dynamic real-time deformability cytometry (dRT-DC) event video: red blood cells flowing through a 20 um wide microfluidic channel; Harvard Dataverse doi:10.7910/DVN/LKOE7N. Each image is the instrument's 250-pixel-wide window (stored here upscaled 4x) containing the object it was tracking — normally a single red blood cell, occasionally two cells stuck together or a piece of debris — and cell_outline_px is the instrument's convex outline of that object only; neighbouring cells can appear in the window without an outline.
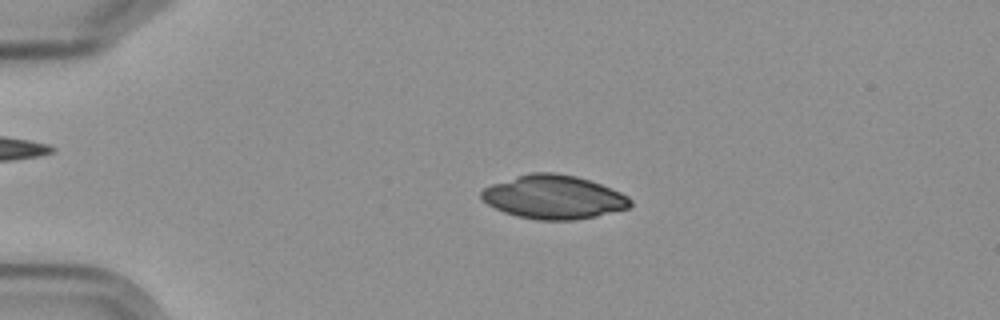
{"species": "Egyptian fruit bat (a non-hibernating species)", "species_latin": "Rousettus aegyptiacus", "temperature_condition": "cold", "stored_images_in_passage": 4, "camera_frame_rate_fps": 3000, "um_per_image_px": 0.085, "frame": {"image": 1, "passage_image": 3, "time_ms": 2.333, "image_size_px": [1000, 320], "cell_outline_px": [[632, 204], [628, 208], [596, 216], [576, 220], [536, 220], [516, 216], [504, 212], [488, 204], [480, 196], [480, 192], [484, 188], [492, 184], [516, 176], [532, 172], [556, 172], [576, 176], [612, 188], [628, 196], [632, 200]], "centroid_in_image_um": [47.07, 16.75], "position_along_channel_um": 37.9, "area_um2": 37.92}}